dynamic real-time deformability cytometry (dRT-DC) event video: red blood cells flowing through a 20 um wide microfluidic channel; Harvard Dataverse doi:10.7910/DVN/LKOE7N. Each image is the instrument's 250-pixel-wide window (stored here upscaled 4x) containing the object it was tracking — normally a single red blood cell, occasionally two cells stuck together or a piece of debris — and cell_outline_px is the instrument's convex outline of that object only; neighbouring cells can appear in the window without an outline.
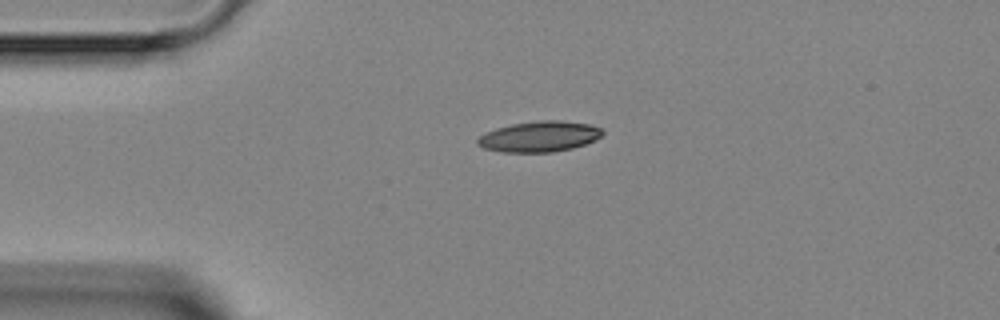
{"species": "Egyptian fruit bat (a non-hibernating species)", "species_latin": "Rousettus aegyptiacus", "temperature_condition": "room temperature", "stored_images_in_passage": 3, "camera_frame_rate_fps": 3000, "um_per_image_px": 0.085, "animal": {"sex": "female"}, "frame": {"image": 1, "passage_image": 1, "time_ms": 0.0, "image_size_px": [1000, 320], "cell_outline_px": [[604, 132], [596, 140], [572, 148], [552, 152], [500, 152], [484, 148], [476, 144], [476, 140], [480, 136], [496, 128], [512, 124], [536, 120], [560, 120], [588, 124], [600, 128]], "centroid_in_image_um": [45.83, 11.6], "position_along_channel_um": 39.2, "area_um2": 22.25}}
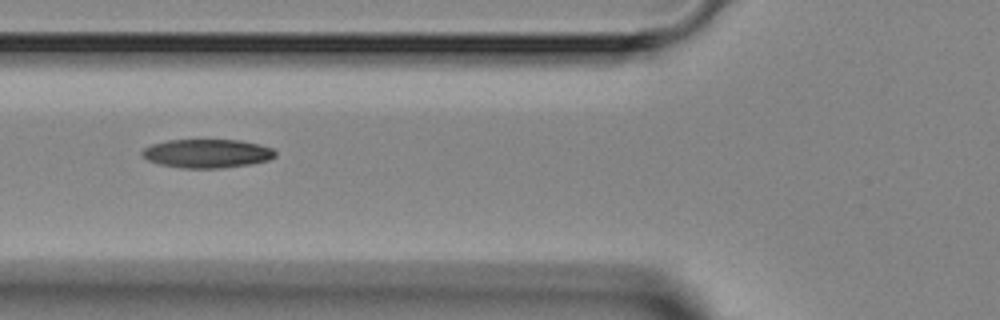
{"frame": {"image": 2, "passage_image": 3, "time_ms": 2.333, "image_size_px": [1000, 320], "cell_outline_px": [[276, 156], [268, 160], [248, 164], [220, 168], [184, 168], [160, 164], [148, 160], [140, 152], [144, 148], [152, 144], [168, 140], [240, 140], [260, 144], [272, 148], [276, 152]], "centroid_in_image_um": [17.61, 13.04], "position_along_channel_um": 108.2, "area_um2": 22.14}}